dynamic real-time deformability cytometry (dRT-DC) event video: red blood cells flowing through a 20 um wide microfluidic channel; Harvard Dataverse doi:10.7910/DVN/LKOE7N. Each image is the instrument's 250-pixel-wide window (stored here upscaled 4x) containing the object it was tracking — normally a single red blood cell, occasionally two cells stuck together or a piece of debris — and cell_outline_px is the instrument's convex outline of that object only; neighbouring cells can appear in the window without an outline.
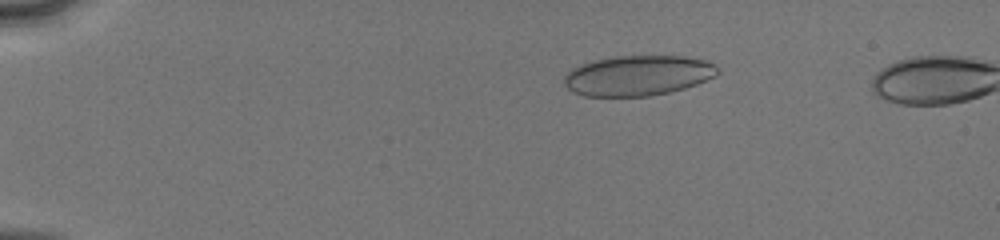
{"species": "human", "species_latin": "Homo sapiens", "temperature_condition": "cold", "stored_images_in_passage": 13, "camera_frame_rate_fps": 3000, "um_per_image_px": 0.085, "donor": {"sex": "male"}, "frame": {"image": 1, "passage_image": 11, "time_ms": 3.333, "image_size_px": [1000, 240], "cell_outline_px": [[720, 72], [716, 76], [696, 84], [684, 88], [668, 92], [648, 96], [584, 96], [572, 92], [564, 84], [564, 76], [572, 68], [580, 64], [612, 56], [688, 56], [704, 60], [716, 64], [720, 68]], "centroid_in_image_um": [54.24, 6.41], "position_along_channel_um": 30.8, "area_um2": 36.18}}